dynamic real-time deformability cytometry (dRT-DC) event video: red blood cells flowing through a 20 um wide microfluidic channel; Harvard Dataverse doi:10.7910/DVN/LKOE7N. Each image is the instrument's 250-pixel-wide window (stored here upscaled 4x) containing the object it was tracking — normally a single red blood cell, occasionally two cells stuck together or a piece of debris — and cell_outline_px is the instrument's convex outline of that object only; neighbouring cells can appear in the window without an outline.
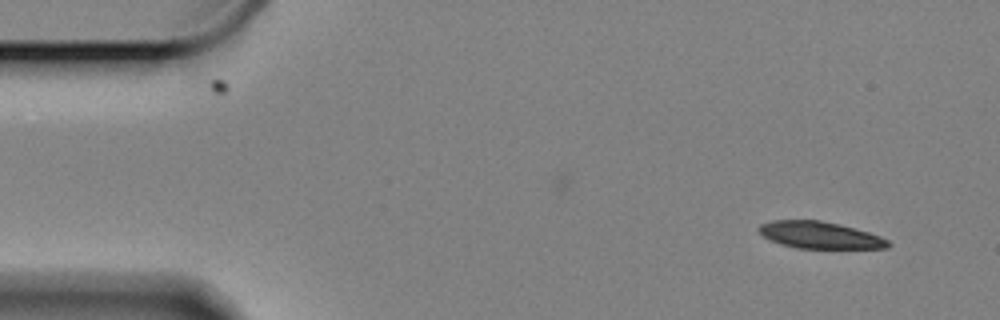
{"species": "Egyptian fruit bat (a non-hibernating species)", "species_latin": "Rousettus aegyptiacus", "temperature_condition": "cold", "stored_images_in_passage": 56, "camera_frame_rate_fps": 3000, "um_per_image_px": 0.085, "animal": {"sex": "female"}, "frame": {"image": 1, "passage_image": 1, "time_ms": 0.0, "image_size_px": [1000, 320], "cell_outline_px": [[892, 244], [888, 248], [796, 248], [780, 244], [764, 236], [756, 228], [760, 224], [772, 220], [820, 220], [840, 224], [868, 232], [880, 236], [888, 240]], "centroid_in_image_um": [69.68, 19.98], "position_along_channel_um": 15.3, "area_um2": 20.23}}
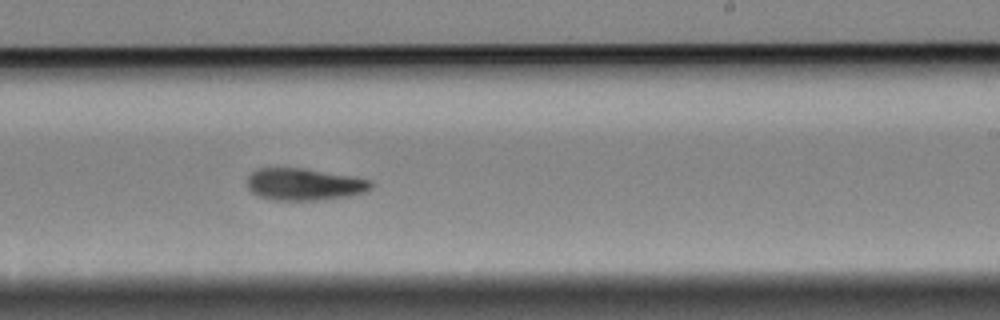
{"frame": {"image": 2, "passage_image": 32, "time_ms": 10.333, "image_size_px": [1000, 320], "cell_outline_px": [[372, 188], [364, 192], [348, 196], [316, 200], [268, 200], [256, 196], [248, 188], [248, 176], [252, 172], [260, 168], [304, 168], [372, 180]], "centroid_in_image_um": [25.83, 15.67], "position_along_channel_um": 263.2, "area_um2": 23.06}}
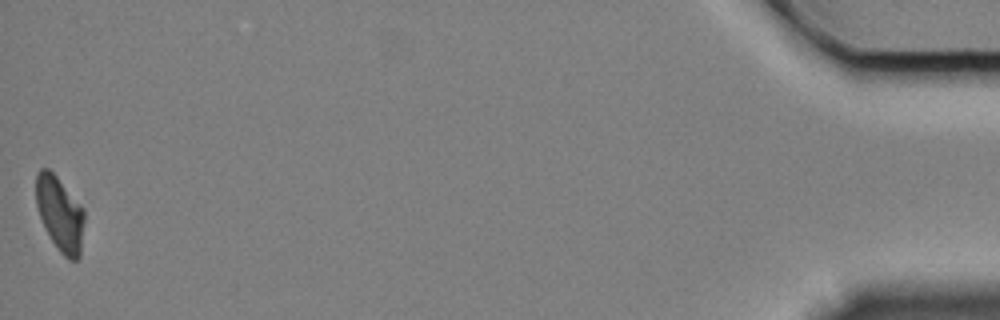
{"frame": {"image": 3, "passage_image": 56, "time_ms": 18.333, "image_size_px": [1000, 320], "cell_outline_px": [[84, 220], [80, 256], [76, 260], [68, 260], [60, 252], [52, 240], [40, 216], [36, 204], [36, 172], [40, 168], [48, 168], [56, 176], [84, 208]], "centroid_in_image_um": [5.1, 18.16], "position_along_channel_um": 430.1, "area_um2": 20.81}, "authors_computed_cell_mechanics": {"area_um2": 22.9177, "velocity_mm_per_s": 3.2981, "shape_relaxation_time_tau1_ms": 3.9107, "shape_relaxation_time_tau2_ms": null, "deformation_change_tau1": 0.1376, "deformation_change_tau2": null}}